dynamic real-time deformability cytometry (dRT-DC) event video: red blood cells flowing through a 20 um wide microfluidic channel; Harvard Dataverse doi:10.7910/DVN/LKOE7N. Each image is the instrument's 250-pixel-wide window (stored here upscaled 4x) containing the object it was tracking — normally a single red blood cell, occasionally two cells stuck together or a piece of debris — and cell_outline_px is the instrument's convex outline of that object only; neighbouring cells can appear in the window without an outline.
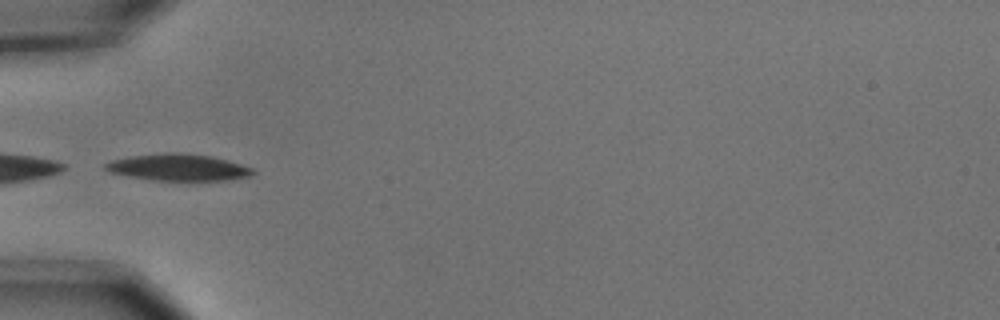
{"species": "common noctule bat (a hibernating species)", "species_latin": "Nyctalus noctula", "temperature_condition": "cold", "stored_images_in_passage": 7, "camera_frame_rate_fps": 3000, "um_per_image_px": 0.085, "animal": {"sex": "male", "body_mass_g": 15.6}, "frame": {"image": 1, "passage_image": 4, "time_ms": 1.0, "image_size_px": [1000, 320], "cell_outline_px": [[256, 172], [252, 176], [228, 180], [152, 180], [128, 176], [108, 172], [104, 168], [104, 164], [112, 160], [132, 156], [164, 152], [176, 152], [212, 156], [228, 160], [252, 168]], "centroid_in_image_um": [15.16, 14.22], "position_along_channel_um": 69.8, "area_um2": 23.0}}
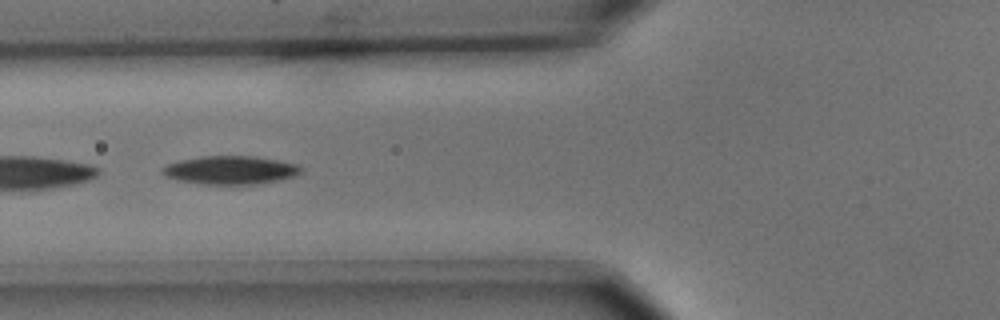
{"frame": {"image": 2, "passage_image": 5, "time_ms": 1.333, "image_size_px": [1000, 320], "cell_outline_px": [[304, 168], [300, 172], [292, 176], [276, 180], [256, 184], [200, 184], [176, 180], [164, 176], [160, 172], [160, 168], [168, 164], [180, 160], [200, 156], [256, 156], [296, 164]], "centroid_in_image_um": [19.5, 14.45], "position_along_channel_um": 106.3, "area_um2": 22.89}}
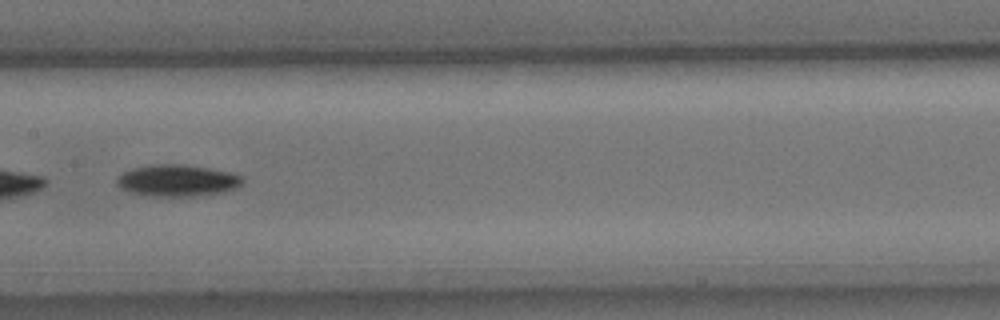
{"frame": {"image": 3, "passage_image": 7, "time_ms": 2.0, "image_size_px": [1000, 320], "cell_outline_px": [[244, 180], [236, 188], [220, 192], [192, 196], [156, 196], [132, 192], [120, 188], [116, 184], [116, 176], [132, 168], [148, 164], [184, 164], [208, 168], [228, 172], [244, 176]], "centroid_in_image_um": [15.04, 15.32], "position_along_channel_um": 192.4, "area_um2": 23.12}}